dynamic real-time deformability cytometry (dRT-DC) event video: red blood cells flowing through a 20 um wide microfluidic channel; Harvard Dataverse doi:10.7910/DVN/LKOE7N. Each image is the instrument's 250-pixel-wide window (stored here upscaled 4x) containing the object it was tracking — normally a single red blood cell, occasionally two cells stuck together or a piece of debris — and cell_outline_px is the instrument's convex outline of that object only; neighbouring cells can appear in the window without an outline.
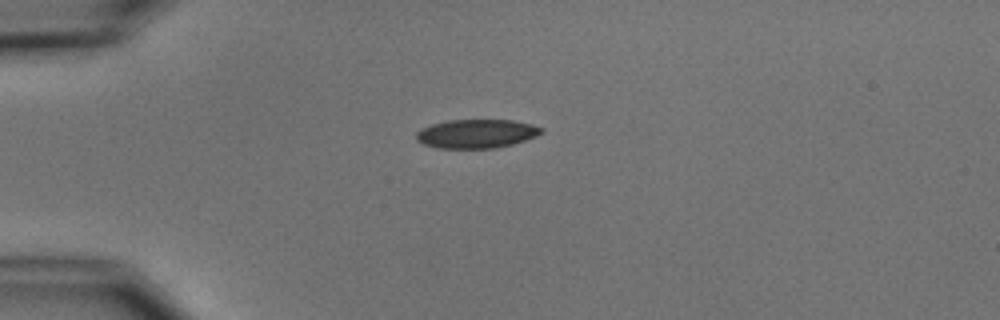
{"species": "common noctule bat (a hibernating species)", "species_latin": "Nyctalus noctula", "temperature_condition": "cold", "stored_images_in_passage": 7, "camera_frame_rate_fps": 3000, "um_per_image_px": 0.085, "animal": {"sex": "male", "body_mass_g": 15.6}, "frame": {"image": 1, "passage_image": 1, "time_ms": 0.0, "image_size_px": [1000, 320], "cell_outline_px": [[544, 132], [536, 136], [512, 144], [496, 148], [436, 148], [424, 144], [416, 140], [416, 132], [420, 128], [432, 124], [448, 120], [512, 120], [532, 124], [544, 128]], "centroid_in_image_um": [40.49, 11.36], "position_along_channel_um": 44.5, "area_um2": 21.1}}
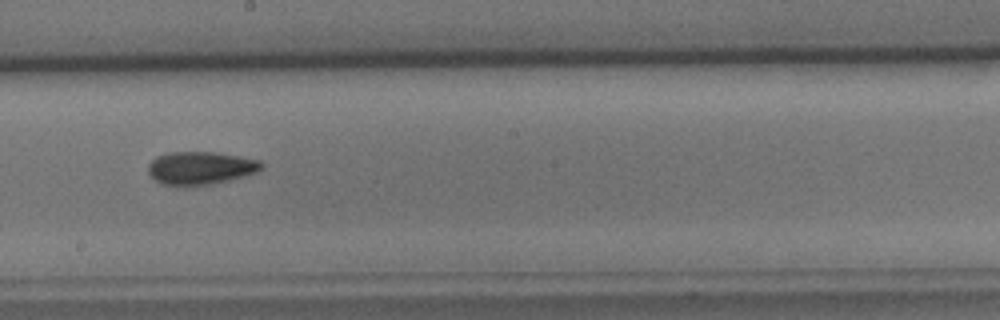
{"frame": {"image": 2, "passage_image": 6, "time_ms": 5.667, "image_size_px": [1000, 320], "cell_outline_px": [[264, 168], [256, 172], [244, 176], [228, 180], [208, 184], [164, 184], [156, 180], [148, 172], [148, 164], [156, 156], [168, 152], [216, 152], [240, 156], [260, 160], [264, 164]], "centroid_in_image_um": [17.08, 14.24], "position_along_channel_um": 231.1, "area_um2": 21.44}}
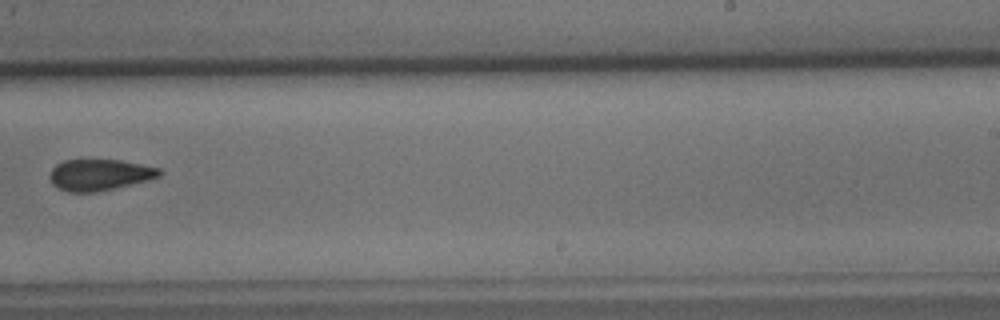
{"frame": {"image": 3, "passage_image": 7, "time_ms": 7.0, "image_size_px": [1000, 320], "cell_outline_px": [[160, 176], [96, 192], [68, 192], [56, 188], [52, 184], [48, 176], [52, 168], [56, 164], [64, 160], [120, 160], [160, 168]], "centroid_in_image_um": [8.37, 14.85], "position_along_channel_um": 280.6, "area_um2": 19.71}}